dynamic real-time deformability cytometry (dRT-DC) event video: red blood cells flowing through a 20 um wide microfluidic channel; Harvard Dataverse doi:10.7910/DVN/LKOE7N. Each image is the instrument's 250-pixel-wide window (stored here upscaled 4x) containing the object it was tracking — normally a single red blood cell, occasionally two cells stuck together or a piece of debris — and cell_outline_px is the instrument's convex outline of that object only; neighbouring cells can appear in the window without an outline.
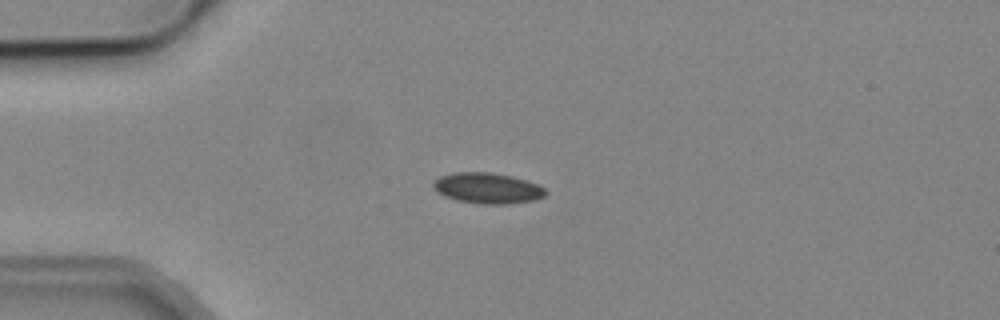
{"species": "common noctule bat (a hibernating species)", "species_latin": "Nyctalus noctula", "temperature_condition": "cold", "stored_images_in_passage": 5, "camera_frame_rate_fps": 3000, "um_per_image_px": 0.085, "animal": {"sex": "male", "body_mass_g": 19.2, "forearm_length_mm": 51.8}, "frame": {"image": 1, "passage_image": 3, "time_ms": 2.667, "image_size_px": [1000, 320], "cell_outline_px": [[548, 192], [544, 196], [536, 200], [504, 204], [484, 204], [456, 200], [444, 196], [432, 188], [432, 184], [440, 176], [452, 172], [488, 172], [512, 176], [528, 180], [544, 188]], "centroid_in_image_um": [41.43, 15.99], "position_along_channel_um": 43.6, "area_um2": 20.17}}